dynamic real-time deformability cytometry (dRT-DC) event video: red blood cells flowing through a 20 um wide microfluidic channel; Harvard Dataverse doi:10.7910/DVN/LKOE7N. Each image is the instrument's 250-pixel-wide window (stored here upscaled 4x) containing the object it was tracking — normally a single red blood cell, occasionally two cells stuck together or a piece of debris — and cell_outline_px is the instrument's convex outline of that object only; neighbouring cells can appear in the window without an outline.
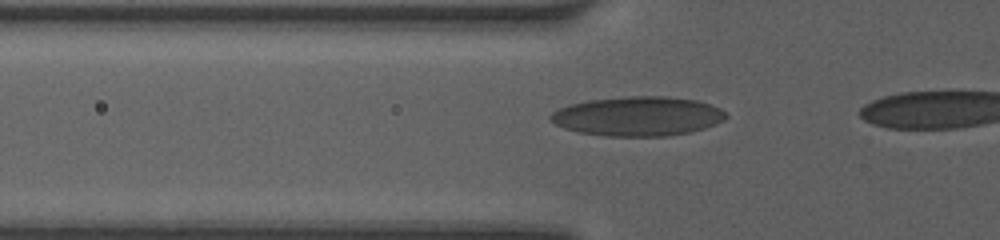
{"species": "human", "species_latin": "Homo sapiens", "temperature_condition": "room temperature", "stored_images_in_passage": 10, "camera_frame_rate_fps": 3000, "um_per_image_px": 0.085, "donor": {"sex": "female"}, "frame": {"image": 1, "passage_image": 7, "time_ms": 1.667, "image_size_px": [1000, 240], "cell_outline_px": [[728, 116], [724, 120], [716, 124], [704, 128], [688, 132], [664, 136], [608, 136], [580, 132], [564, 128], [548, 120], [548, 116], [552, 112], [568, 104], [588, 100], [628, 96], [668, 96], [696, 100], [712, 104], [720, 108]], "centroid_in_image_um": [54.21, 9.87], "position_along_channel_um": 71.6, "area_um2": 40.34}}